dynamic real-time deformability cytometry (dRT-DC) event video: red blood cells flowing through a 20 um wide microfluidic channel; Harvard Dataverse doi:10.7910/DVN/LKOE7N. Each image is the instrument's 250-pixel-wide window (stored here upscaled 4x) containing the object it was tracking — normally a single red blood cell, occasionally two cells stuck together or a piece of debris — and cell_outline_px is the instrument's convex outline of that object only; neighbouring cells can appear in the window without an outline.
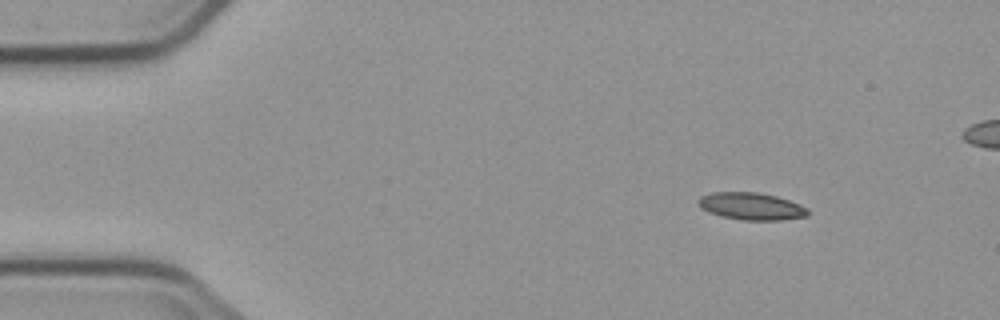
{"species": "common noctule bat (a hibernating species)", "species_latin": "Nyctalus noctula", "temperature_condition": "cold", "stored_images_in_passage": 4, "camera_frame_rate_fps": 3000, "um_per_image_px": 0.085, "animal": {"sex": "male", "body_mass_g": 23.1, "forearm_length_mm": 52.7}, "frame": {"image": 1, "passage_image": 1, "time_ms": 0.0, "image_size_px": [1000, 320], "cell_outline_px": [[808, 216], [780, 220], [744, 220], [720, 216], [708, 212], [700, 208], [696, 200], [700, 196], [712, 192], [756, 192], [776, 196], [800, 204], [808, 208]], "centroid_in_image_um": [63.82, 17.53], "position_along_channel_um": 21.2, "area_um2": 17.51}}